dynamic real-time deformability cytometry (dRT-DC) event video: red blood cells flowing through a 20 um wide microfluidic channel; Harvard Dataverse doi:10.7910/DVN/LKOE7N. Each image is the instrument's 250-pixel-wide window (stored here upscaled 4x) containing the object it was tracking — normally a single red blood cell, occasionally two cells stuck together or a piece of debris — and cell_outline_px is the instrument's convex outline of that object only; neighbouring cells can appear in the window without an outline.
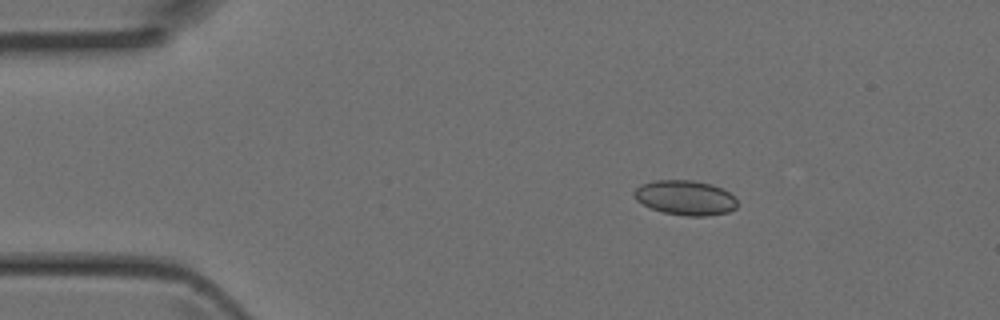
{"species": "Egyptian fruit bat (a non-hibernating species)", "species_latin": "Rousettus aegyptiacus", "temperature_condition": "room temperature", "stored_images_in_passage": 5, "camera_frame_rate_fps": 3000, "um_per_image_px": 0.085, "animal": {"sex": "female"}, "frame": {"image": 1, "passage_image": 2, "time_ms": 0.333, "image_size_px": [1000, 320], "cell_outline_px": [[736, 208], [728, 212], [708, 216], [684, 216], [664, 212], [652, 208], [636, 200], [632, 196], [632, 192], [640, 184], [656, 180], [692, 180], [712, 184], [736, 196]], "centroid_in_image_um": [58.24, 16.8], "position_along_channel_um": 26.8, "area_um2": 20.98}}
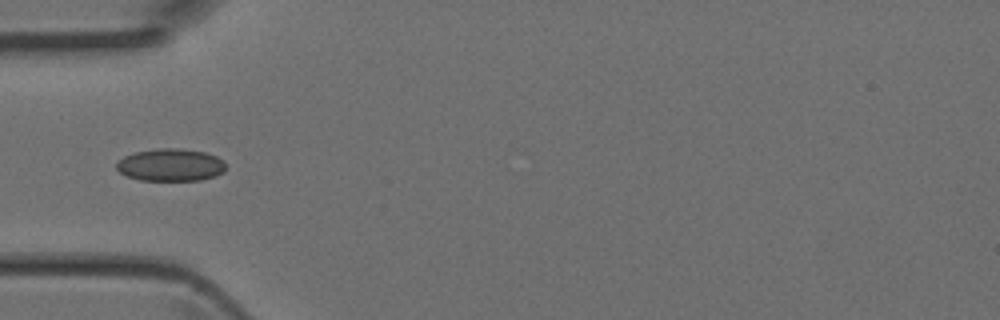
{"frame": {"image": 2, "passage_image": 4, "time_ms": 1.0, "image_size_px": [1000, 320], "cell_outline_px": [[224, 172], [216, 176], [200, 180], [140, 180], [128, 176], [120, 172], [116, 168], [116, 164], [124, 156], [136, 152], [160, 148], [180, 148], [204, 152], [216, 156], [224, 160]], "centroid_in_image_um": [14.52, 14.02], "position_along_channel_um": 70.5, "area_um2": 20.58}}
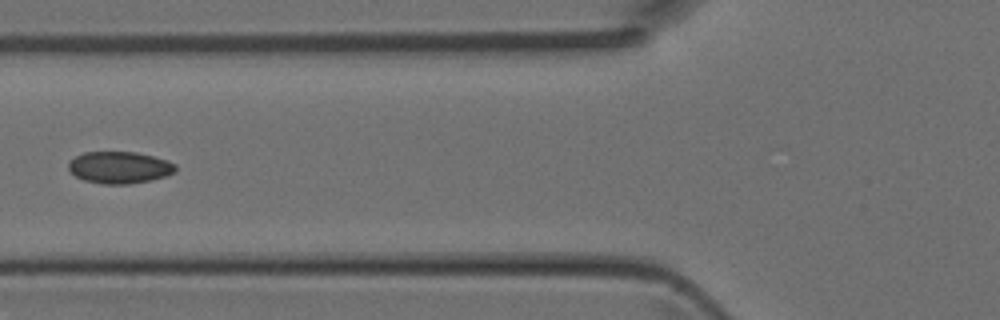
{"frame": {"image": 3, "passage_image": 5, "time_ms": 1.333, "image_size_px": [1000, 320], "cell_outline_px": [[176, 172], [152, 180], [128, 184], [104, 184], [84, 180], [76, 176], [68, 168], [68, 164], [76, 156], [84, 152], [136, 152], [168, 160], [176, 164]], "centroid_in_image_um": [10.18, 14.23], "position_along_channel_um": 115.6, "area_um2": 19.83}}